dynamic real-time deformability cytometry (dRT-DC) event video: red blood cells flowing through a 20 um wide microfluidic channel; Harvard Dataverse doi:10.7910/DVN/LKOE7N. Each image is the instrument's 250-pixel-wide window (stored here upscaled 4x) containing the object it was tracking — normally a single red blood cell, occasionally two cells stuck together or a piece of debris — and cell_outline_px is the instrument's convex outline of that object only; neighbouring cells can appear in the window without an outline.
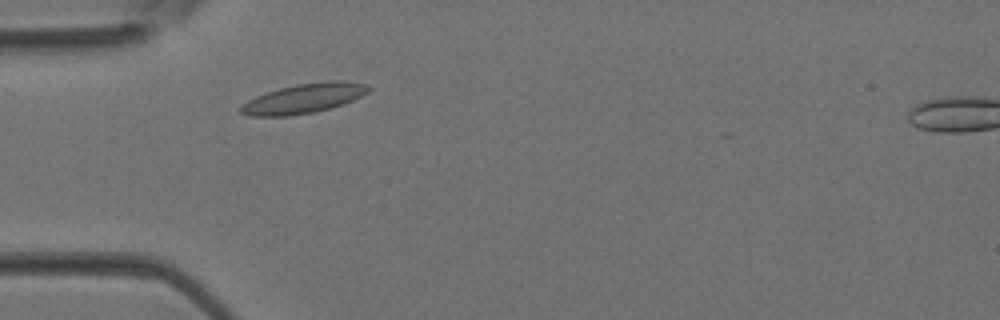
{"species": "Egyptian fruit bat (a non-hibernating species)", "species_latin": "Rousettus aegyptiacus", "temperature_condition": "room temperature", "stored_images_in_passage": 3, "camera_frame_rate_fps": 3000, "um_per_image_px": 0.085, "animal": {"sex": "female"}, "frame": {"image": 1, "passage_image": 2, "time_ms": 0.333, "image_size_px": [1000, 320], "cell_outline_px": [[372, 88], [368, 92], [344, 104], [332, 108], [316, 112], [288, 116], [248, 116], [240, 112], [240, 108], [248, 100], [256, 96], [280, 88], [296, 84], [328, 80], [344, 80], [368, 84]], "centroid_in_image_um": [25.88, 8.36], "position_along_channel_um": 59.1, "area_um2": 22.2}}